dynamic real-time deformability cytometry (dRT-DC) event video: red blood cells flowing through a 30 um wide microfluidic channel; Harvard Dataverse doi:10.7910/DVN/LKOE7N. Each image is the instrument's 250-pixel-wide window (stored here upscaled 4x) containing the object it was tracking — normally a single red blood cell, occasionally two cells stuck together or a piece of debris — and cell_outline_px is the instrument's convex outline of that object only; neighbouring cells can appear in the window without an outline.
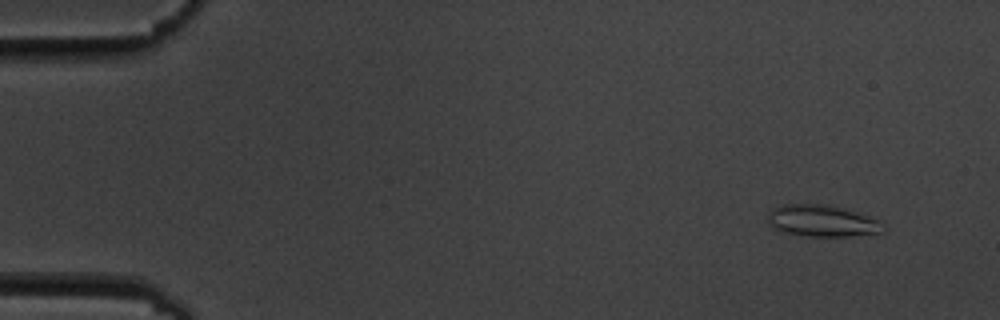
{"species": "common noctule bat (a hibernating species)", "species_latin": "Nyctalus noctula", "temperature_condition": "cold", "stored_images_in_passage": 15, "camera_frame_rate_fps": 3000, "um_per_image_px": 0.085, "animal": {"sex": "male", "body_mass_g": 19.5, "forearm_length_mm": 54.6}, "frame": {"image": 1, "passage_image": 2, "time_ms": 1.0, "image_size_px": [1000, 320], "cell_outline_px": [[888, 228], [884, 232], [848, 236], [808, 236], [784, 232], [768, 224], [768, 212], [772, 208], [784, 204], [828, 204], [856, 212], [868, 216], [876, 220]], "centroid_in_image_um": [69.87, 18.77], "position_along_channel_um": 15.1, "area_um2": 21.21}}
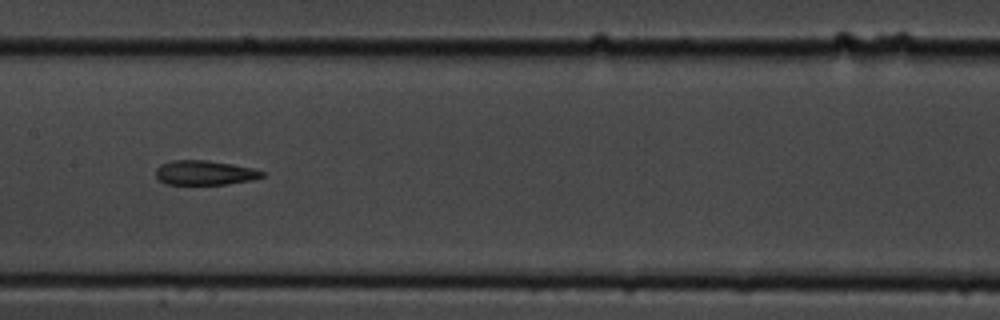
{"frame": {"image": 2, "passage_image": 8, "time_ms": 9.0, "image_size_px": [1000, 320], "cell_outline_px": [[264, 176], [252, 180], [228, 184], [164, 184], [156, 176], [156, 168], [160, 164], [172, 160], [208, 160], [232, 164], [252, 168], [264, 172]], "centroid_in_image_um": [17.38, 14.68], "position_along_channel_um": 190.0, "area_um2": 15.2}}
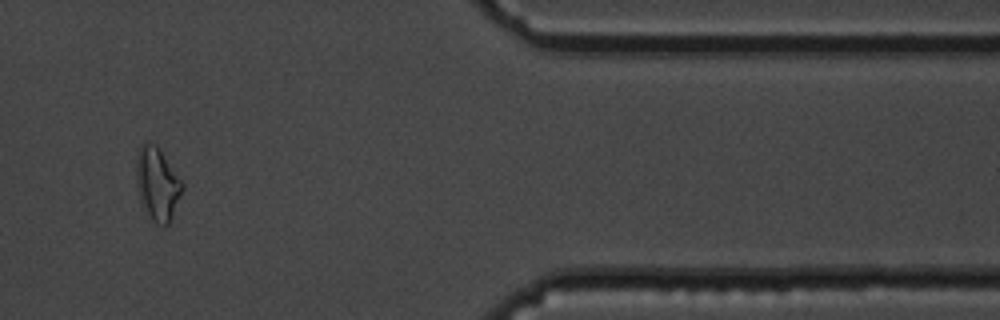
{"frame": {"image": 3, "passage_image": 13, "time_ms": 15.667, "image_size_px": [1000, 320], "cell_outline_px": [[184, 188], [168, 224], [164, 224], [152, 220], [148, 216], [140, 196], [136, 176], [136, 156], [140, 144], [148, 140], [156, 144], [160, 148], [184, 184]], "centroid_in_image_um": [13.37, 15.53], "position_along_channel_um": 398.0, "area_um2": 19.36}, "authors_computed_cell_mechanics": {"area_um2": 16.8198, "velocity_mm_per_s": 3.5841, "shape_relaxation_time_tau1_ms": 6.2108, "shape_relaxation_time_tau2_ms": 2.0292, "deformation_change_tau1": 0.1701, "deformation_change_tau2": 0.1086}}